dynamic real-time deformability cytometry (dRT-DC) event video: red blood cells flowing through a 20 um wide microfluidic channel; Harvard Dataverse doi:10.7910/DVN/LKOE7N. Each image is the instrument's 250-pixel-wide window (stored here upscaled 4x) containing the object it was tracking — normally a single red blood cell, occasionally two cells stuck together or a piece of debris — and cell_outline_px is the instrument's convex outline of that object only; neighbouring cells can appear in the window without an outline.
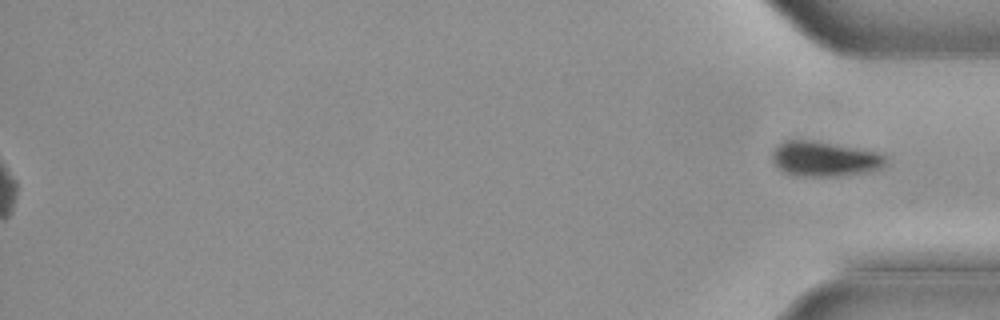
{"species": "common noctule bat (a hibernating species)", "species_latin": "Nyctalus noctula", "temperature_condition": "cold", "stored_images_in_passage": 36, "segment_of_instrument_passage": [2, 2], "camera_frame_rate_fps": 3000, "um_per_image_px": 0.085, "animal": {"sex": "male", "body_mass_g": 21.5, "forearm_length_mm": 52.0}, "frame": {"image": 1, "passage_image": 36, "time_ms": 11.667, "image_size_px": [1000, 320], "cell_outline_px": [[888, 160], [884, 168], [868, 172], [844, 176], [792, 176], [784, 172], [772, 160], [772, 152], [780, 144], [788, 140], [812, 140], [880, 152], [888, 156]], "centroid_in_image_um": [70.17, 13.52], "position_along_channel_um": 365.0, "area_um2": 23.47}}